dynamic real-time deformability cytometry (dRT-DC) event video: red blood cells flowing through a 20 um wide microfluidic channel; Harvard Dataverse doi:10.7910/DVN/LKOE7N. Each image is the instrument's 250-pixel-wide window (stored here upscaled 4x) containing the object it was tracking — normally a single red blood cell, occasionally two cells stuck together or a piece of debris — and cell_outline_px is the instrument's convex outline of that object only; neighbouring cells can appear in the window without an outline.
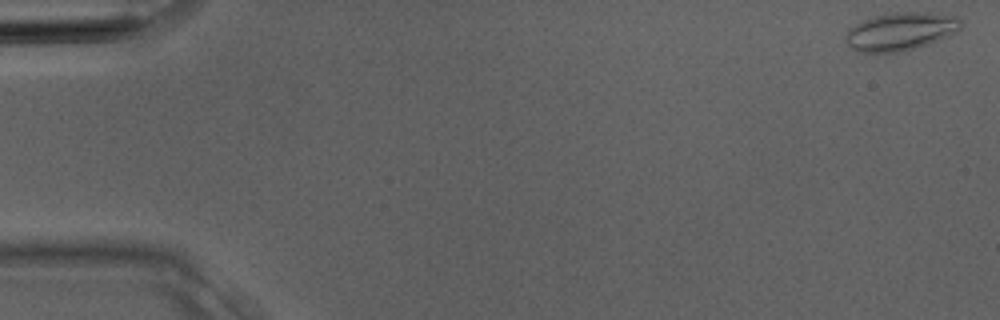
{"species": "Egyptian fruit bat (a non-hibernating species)", "species_latin": "Rousettus aegyptiacus", "temperature_condition": "room temperature", "stored_images_in_passage": 4, "camera_frame_rate_fps": 3000, "um_per_image_px": 0.085, "animal": {"sex": "male"}, "frame": {"image": 1, "passage_image": 1, "time_ms": 0.0, "image_size_px": [1000, 320], "cell_outline_px": [[960, 28], [956, 32], [948, 36], [928, 44], [916, 48], [900, 52], [860, 52], [852, 48], [844, 40], [844, 36], [856, 24], [864, 20], [876, 16], [892, 12], [928, 12], [956, 16], [960, 20]], "centroid_in_image_um": [76.56, 2.67], "position_along_channel_um": 8.4, "area_um2": 25.32}}